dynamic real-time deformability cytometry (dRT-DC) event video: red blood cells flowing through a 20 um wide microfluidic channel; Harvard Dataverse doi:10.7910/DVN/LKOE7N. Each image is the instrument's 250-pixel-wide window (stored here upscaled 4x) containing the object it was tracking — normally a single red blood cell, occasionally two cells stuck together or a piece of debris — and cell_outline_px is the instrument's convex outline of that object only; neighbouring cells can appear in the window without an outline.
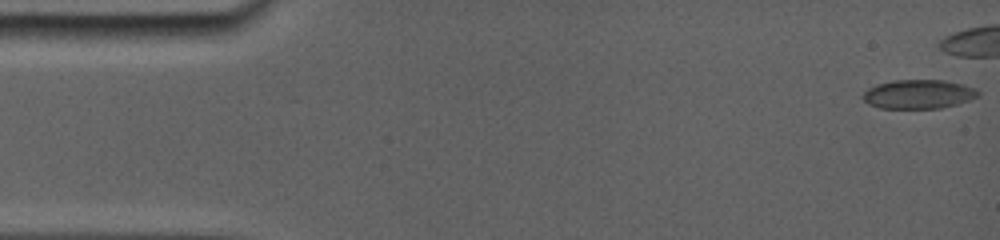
{"species": "common noctule bat (a hibernating species)", "species_latin": "Nyctalus noctula", "temperature_condition": "room temperature", "stored_images_in_passage": 7, "camera_frame_rate_fps": 5000, "um_per_image_px": 0.085, "animal": {"sex": "female", "body_mass_g": 19.0, "forearm_length_mm": 56.7}, "frame": {"image": 1, "passage_image": 1, "time_ms": 0.0, "image_size_px": [1000, 240], "cell_outline_px": [[980, 96], [956, 104], [940, 108], [880, 108], [868, 104], [860, 96], [868, 88], [876, 84], [892, 80], [944, 80], [964, 84], [976, 88], [980, 92]], "centroid_in_image_um": [78.07, 7.99], "position_along_channel_um": 6.9, "area_um2": 19.65}}
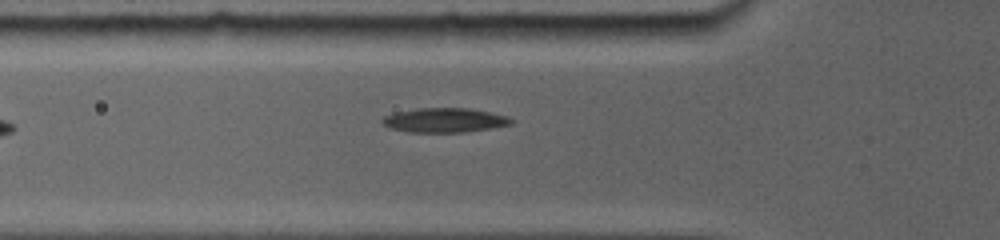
{"frame": {"image": 2, "passage_image": 7, "time_ms": 6.4, "image_size_px": [1000, 240], "cell_outline_px": [[512, 124], [488, 128], [460, 132], [412, 132], [392, 128], [384, 124], [380, 120], [384, 116], [396, 112], [420, 108], [468, 108], [508, 116], [512, 120]], "centroid_in_image_um": [37.77, 10.21], "position_along_channel_um": 88.0, "area_um2": 17.92}}